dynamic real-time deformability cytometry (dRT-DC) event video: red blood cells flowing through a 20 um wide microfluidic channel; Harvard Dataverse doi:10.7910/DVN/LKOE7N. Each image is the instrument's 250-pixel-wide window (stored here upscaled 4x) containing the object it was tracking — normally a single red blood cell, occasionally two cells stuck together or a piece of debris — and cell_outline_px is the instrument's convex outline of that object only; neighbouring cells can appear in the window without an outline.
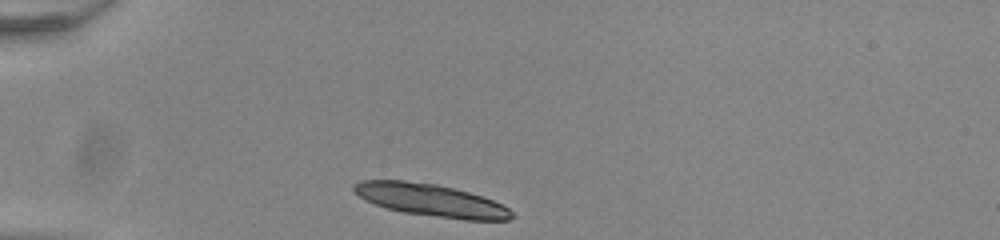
{"species": "common noctule bat (a hibernating species)", "species_latin": "Nyctalus noctula", "temperature_condition": "room temperature", "stored_images_in_passage": 32, "camera_frame_rate_fps": 3000, "um_per_image_px": 0.085, "animal": {"sex": "male", "body_mass_g": 20.0, "forearm_length_mm": 53.3}, "frame": {"image": 1, "passage_image": 1, "time_ms": 0.0, "image_size_px": [1000, 240], "cell_outline_px": [[516, 216], [508, 220], [464, 220], [404, 212], [388, 208], [364, 200], [352, 188], [352, 184], [360, 180], [404, 180], [436, 184], [468, 192], [504, 204]], "centroid_in_image_um": [36.64, 17.01], "position_along_channel_um": 48.4, "area_um2": 29.65}, "authors_computed_cell_mechanics": {"area_um2": 18.2359, "velocity_mm_per_s": 3.8646, "shape_relaxation_time_tau1_ms": 1.1194, "shape_relaxation_time_tau2_ms": 3.4943, "deformation_change_tau1": 0.0846, "deformation_change_tau2": 0.0874}}